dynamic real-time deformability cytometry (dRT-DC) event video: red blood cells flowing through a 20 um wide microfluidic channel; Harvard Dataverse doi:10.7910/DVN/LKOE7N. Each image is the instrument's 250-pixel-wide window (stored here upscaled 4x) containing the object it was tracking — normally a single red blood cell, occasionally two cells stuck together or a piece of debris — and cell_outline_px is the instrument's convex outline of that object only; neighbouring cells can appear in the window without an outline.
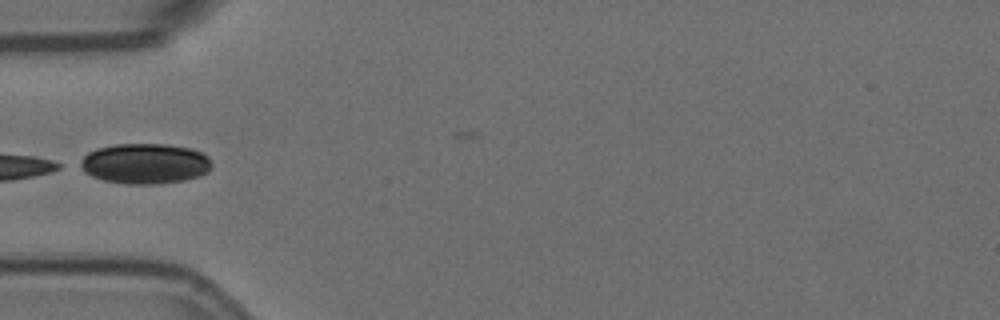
{"species": "Egyptian fruit bat (a non-hibernating species)", "species_latin": "Rousettus aegyptiacus", "temperature_condition": "room temperature", "stored_images_in_passage": 1, "camera_frame_rate_fps": 3000, "um_per_image_px": 0.085, "animal": {"sex": "female"}, "frame": {"image": 1, "passage_image": 1, "time_ms": 0.0, "image_size_px": [1000, 320], "cell_outline_px": [[212, 168], [208, 172], [200, 176], [184, 180], [160, 184], [124, 184], [104, 180], [92, 176], [76, 168], [76, 164], [88, 152], [96, 148], [116, 144], [168, 144], [192, 148], [208, 156], [212, 164]], "centroid_in_image_um": [12.3, 13.91], "position_along_channel_um": 72.7, "area_um2": 31.5}}